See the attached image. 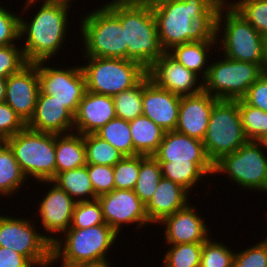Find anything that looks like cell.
<instances>
[{
  "label": "cell",
  "instance_id": "obj_1",
  "mask_svg": "<svg viewBox=\"0 0 267 267\" xmlns=\"http://www.w3.org/2000/svg\"><path fill=\"white\" fill-rule=\"evenodd\" d=\"M165 52L194 41H216L219 8L226 0H149Z\"/></svg>",
  "mask_w": 267,
  "mask_h": 267
},
{
  "label": "cell",
  "instance_id": "obj_2",
  "mask_svg": "<svg viewBox=\"0 0 267 267\" xmlns=\"http://www.w3.org/2000/svg\"><path fill=\"white\" fill-rule=\"evenodd\" d=\"M40 5L31 21L20 15V41L26 39L22 49L28 63L49 61L60 54L69 29L71 5L48 0Z\"/></svg>",
  "mask_w": 267,
  "mask_h": 267
},
{
  "label": "cell",
  "instance_id": "obj_3",
  "mask_svg": "<svg viewBox=\"0 0 267 267\" xmlns=\"http://www.w3.org/2000/svg\"><path fill=\"white\" fill-rule=\"evenodd\" d=\"M121 21L125 29L127 59L147 70L165 53L157 31L149 0H109L104 3Z\"/></svg>",
  "mask_w": 267,
  "mask_h": 267
},
{
  "label": "cell",
  "instance_id": "obj_4",
  "mask_svg": "<svg viewBox=\"0 0 267 267\" xmlns=\"http://www.w3.org/2000/svg\"><path fill=\"white\" fill-rule=\"evenodd\" d=\"M63 235L52 242L51 264L62 261L61 267L107 262L110 260L108 251L119 238L106 223L85 229H67Z\"/></svg>",
  "mask_w": 267,
  "mask_h": 267
},
{
  "label": "cell",
  "instance_id": "obj_5",
  "mask_svg": "<svg viewBox=\"0 0 267 267\" xmlns=\"http://www.w3.org/2000/svg\"><path fill=\"white\" fill-rule=\"evenodd\" d=\"M216 41L217 52L222 48L223 56L236 61L259 64L262 67L266 38L226 1L217 14Z\"/></svg>",
  "mask_w": 267,
  "mask_h": 267
},
{
  "label": "cell",
  "instance_id": "obj_6",
  "mask_svg": "<svg viewBox=\"0 0 267 267\" xmlns=\"http://www.w3.org/2000/svg\"><path fill=\"white\" fill-rule=\"evenodd\" d=\"M91 10L79 21L82 56L127 59L125 29L119 18L105 4Z\"/></svg>",
  "mask_w": 267,
  "mask_h": 267
},
{
  "label": "cell",
  "instance_id": "obj_7",
  "mask_svg": "<svg viewBox=\"0 0 267 267\" xmlns=\"http://www.w3.org/2000/svg\"><path fill=\"white\" fill-rule=\"evenodd\" d=\"M26 179L51 181L56 175L55 134L25 127L5 140Z\"/></svg>",
  "mask_w": 267,
  "mask_h": 267
},
{
  "label": "cell",
  "instance_id": "obj_8",
  "mask_svg": "<svg viewBox=\"0 0 267 267\" xmlns=\"http://www.w3.org/2000/svg\"><path fill=\"white\" fill-rule=\"evenodd\" d=\"M85 58V59H84ZM86 90L95 94L114 96L137 85L147 69L128 59L83 56Z\"/></svg>",
  "mask_w": 267,
  "mask_h": 267
},
{
  "label": "cell",
  "instance_id": "obj_9",
  "mask_svg": "<svg viewBox=\"0 0 267 267\" xmlns=\"http://www.w3.org/2000/svg\"><path fill=\"white\" fill-rule=\"evenodd\" d=\"M247 141L241 124L238 100H218L211 110L203 144L215 164L224 155L238 150Z\"/></svg>",
  "mask_w": 267,
  "mask_h": 267
},
{
  "label": "cell",
  "instance_id": "obj_10",
  "mask_svg": "<svg viewBox=\"0 0 267 267\" xmlns=\"http://www.w3.org/2000/svg\"><path fill=\"white\" fill-rule=\"evenodd\" d=\"M256 141L247 140L238 150L214 164V175H228L231 183L246 190L267 192V155Z\"/></svg>",
  "mask_w": 267,
  "mask_h": 267
},
{
  "label": "cell",
  "instance_id": "obj_11",
  "mask_svg": "<svg viewBox=\"0 0 267 267\" xmlns=\"http://www.w3.org/2000/svg\"><path fill=\"white\" fill-rule=\"evenodd\" d=\"M224 57V58H223ZM210 62L203 90L218 100L242 99L249 87L263 74L259 64L229 59Z\"/></svg>",
  "mask_w": 267,
  "mask_h": 267
},
{
  "label": "cell",
  "instance_id": "obj_12",
  "mask_svg": "<svg viewBox=\"0 0 267 267\" xmlns=\"http://www.w3.org/2000/svg\"><path fill=\"white\" fill-rule=\"evenodd\" d=\"M31 219L0 214V247L26 257L35 267H50L52 242Z\"/></svg>",
  "mask_w": 267,
  "mask_h": 267
},
{
  "label": "cell",
  "instance_id": "obj_13",
  "mask_svg": "<svg viewBox=\"0 0 267 267\" xmlns=\"http://www.w3.org/2000/svg\"><path fill=\"white\" fill-rule=\"evenodd\" d=\"M48 61L36 62L40 91L51 95L63 103L73 115L86 92V78L81 64L57 68L49 66ZM48 65V66H47Z\"/></svg>",
  "mask_w": 267,
  "mask_h": 267
},
{
  "label": "cell",
  "instance_id": "obj_14",
  "mask_svg": "<svg viewBox=\"0 0 267 267\" xmlns=\"http://www.w3.org/2000/svg\"><path fill=\"white\" fill-rule=\"evenodd\" d=\"M97 199L102 207L105 223L109 225L118 235L121 234L122 226L136 224L137 228H145L152 225L149 221L145 204L135 194L134 190H119L103 194Z\"/></svg>",
  "mask_w": 267,
  "mask_h": 267
},
{
  "label": "cell",
  "instance_id": "obj_15",
  "mask_svg": "<svg viewBox=\"0 0 267 267\" xmlns=\"http://www.w3.org/2000/svg\"><path fill=\"white\" fill-rule=\"evenodd\" d=\"M153 157L158 162L196 164L207 177H214V164L207 156L203 141L175 130L166 131Z\"/></svg>",
  "mask_w": 267,
  "mask_h": 267
},
{
  "label": "cell",
  "instance_id": "obj_16",
  "mask_svg": "<svg viewBox=\"0 0 267 267\" xmlns=\"http://www.w3.org/2000/svg\"><path fill=\"white\" fill-rule=\"evenodd\" d=\"M40 183L44 185L46 183L51 188L45 192L46 194L39 202V208L37 207L39 222L42 224L40 229H44L46 232L43 231V234L53 242L58 238V234L65 232L70 227L77 202L52 181H40Z\"/></svg>",
  "mask_w": 267,
  "mask_h": 267
},
{
  "label": "cell",
  "instance_id": "obj_17",
  "mask_svg": "<svg viewBox=\"0 0 267 267\" xmlns=\"http://www.w3.org/2000/svg\"><path fill=\"white\" fill-rule=\"evenodd\" d=\"M149 78L160 88L178 96L194 95L203 90V81L168 52L161 55L147 70Z\"/></svg>",
  "mask_w": 267,
  "mask_h": 267
},
{
  "label": "cell",
  "instance_id": "obj_18",
  "mask_svg": "<svg viewBox=\"0 0 267 267\" xmlns=\"http://www.w3.org/2000/svg\"><path fill=\"white\" fill-rule=\"evenodd\" d=\"M39 92L36 63H28L6 79L5 102L25 124L33 117Z\"/></svg>",
  "mask_w": 267,
  "mask_h": 267
},
{
  "label": "cell",
  "instance_id": "obj_19",
  "mask_svg": "<svg viewBox=\"0 0 267 267\" xmlns=\"http://www.w3.org/2000/svg\"><path fill=\"white\" fill-rule=\"evenodd\" d=\"M190 203L183 209L164 217L159 223L163 224L166 245L181 243H203L211 235L205 218L197 214V209Z\"/></svg>",
  "mask_w": 267,
  "mask_h": 267
},
{
  "label": "cell",
  "instance_id": "obj_20",
  "mask_svg": "<svg viewBox=\"0 0 267 267\" xmlns=\"http://www.w3.org/2000/svg\"><path fill=\"white\" fill-rule=\"evenodd\" d=\"M181 96L158 87L147 74L143 78V114L162 127L173 131L178 123Z\"/></svg>",
  "mask_w": 267,
  "mask_h": 267
},
{
  "label": "cell",
  "instance_id": "obj_21",
  "mask_svg": "<svg viewBox=\"0 0 267 267\" xmlns=\"http://www.w3.org/2000/svg\"><path fill=\"white\" fill-rule=\"evenodd\" d=\"M218 101L208 92L182 96L175 131L203 141L208 128L211 110Z\"/></svg>",
  "mask_w": 267,
  "mask_h": 267
},
{
  "label": "cell",
  "instance_id": "obj_22",
  "mask_svg": "<svg viewBox=\"0 0 267 267\" xmlns=\"http://www.w3.org/2000/svg\"><path fill=\"white\" fill-rule=\"evenodd\" d=\"M26 127L37 132L67 134L74 132V115L59 100L40 91Z\"/></svg>",
  "mask_w": 267,
  "mask_h": 267
},
{
  "label": "cell",
  "instance_id": "obj_23",
  "mask_svg": "<svg viewBox=\"0 0 267 267\" xmlns=\"http://www.w3.org/2000/svg\"><path fill=\"white\" fill-rule=\"evenodd\" d=\"M116 118L112 96L85 92L74 115V132L82 135L96 133Z\"/></svg>",
  "mask_w": 267,
  "mask_h": 267
},
{
  "label": "cell",
  "instance_id": "obj_24",
  "mask_svg": "<svg viewBox=\"0 0 267 267\" xmlns=\"http://www.w3.org/2000/svg\"><path fill=\"white\" fill-rule=\"evenodd\" d=\"M190 193L181 185L162 177L152 198L145 205L149 221L159 223L164 217L175 213L189 204Z\"/></svg>",
  "mask_w": 267,
  "mask_h": 267
},
{
  "label": "cell",
  "instance_id": "obj_25",
  "mask_svg": "<svg viewBox=\"0 0 267 267\" xmlns=\"http://www.w3.org/2000/svg\"><path fill=\"white\" fill-rule=\"evenodd\" d=\"M216 47L217 41H194L174 46L168 53L188 70L199 77L202 75L201 81H203L210 65L208 60L211 55L208 53Z\"/></svg>",
  "mask_w": 267,
  "mask_h": 267
},
{
  "label": "cell",
  "instance_id": "obj_26",
  "mask_svg": "<svg viewBox=\"0 0 267 267\" xmlns=\"http://www.w3.org/2000/svg\"><path fill=\"white\" fill-rule=\"evenodd\" d=\"M56 174L86 166L84 138L81 133L55 134Z\"/></svg>",
  "mask_w": 267,
  "mask_h": 267
},
{
  "label": "cell",
  "instance_id": "obj_27",
  "mask_svg": "<svg viewBox=\"0 0 267 267\" xmlns=\"http://www.w3.org/2000/svg\"><path fill=\"white\" fill-rule=\"evenodd\" d=\"M129 126L134 150L139 155L153 156L158 151L166 131L144 115L129 121Z\"/></svg>",
  "mask_w": 267,
  "mask_h": 267
},
{
  "label": "cell",
  "instance_id": "obj_28",
  "mask_svg": "<svg viewBox=\"0 0 267 267\" xmlns=\"http://www.w3.org/2000/svg\"><path fill=\"white\" fill-rule=\"evenodd\" d=\"M51 181L68 193L76 202L97 199L87 172V165L57 173Z\"/></svg>",
  "mask_w": 267,
  "mask_h": 267
},
{
  "label": "cell",
  "instance_id": "obj_29",
  "mask_svg": "<svg viewBox=\"0 0 267 267\" xmlns=\"http://www.w3.org/2000/svg\"><path fill=\"white\" fill-rule=\"evenodd\" d=\"M26 180L12 150L4 141L0 145V195L8 198L14 196L27 184Z\"/></svg>",
  "mask_w": 267,
  "mask_h": 267
},
{
  "label": "cell",
  "instance_id": "obj_30",
  "mask_svg": "<svg viewBox=\"0 0 267 267\" xmlns=\"http://www.w3.org/2000/svg\"><path fill=\"white\" fill-rule=\"evenodd\" d=\"M95 134L107 141L123 156L139 155L133 147L129 121L116 117L101 127Z\"/></svg>",
  "mask_w": 267,
  "mask_h": 267
},
{
  "label": "cell",
  "instance_id": "obj_31",
  "mask_svg": "<svg viewBox=\"0 0 267 267\" xmlns=\"http://www.w3.org/2000/svg\"><path fill=\"white\" fill-rule=\"evenodd\" d=\"M161 178L160 163L153 156L140 155L139 176L134 192L145 205L152 198Z\"/></svg>",
  "mask_w": 267,
  "mask_h": 267
},
{
  "label": "cell",
  "instance_id": "obj_32",
  "mask_svg": "<svg viewBox=\"0 0 267 267\" xmlns=\"http://www.w3.org/2000/svg\"><path fill=\"white\" fill-rule=\"evenodd\" d=\"M86 164L115 166L124 156L95 133L83 135Z\"/></svg>",
  "mask_w": 267,
  "mask_h": 267
},
{
  "label": "cell",
  "instance_id": "obj_33",
  "mask_svg": "<svg viewBox=\"0 0 267 267\" xmlns=\"http://www.w3.org/2000/svg\"><path fill=\"white\" fill-rule=\"evenodd\" d=\"M116 117L132 121L143 114V79L134 87L112 96Z\"/></svg>",
  "mask_w": 267,
  "mask_h": 267
},
{
  "label": "cell",
  "instance_id": "obj_34",
  "mask_svg": "<svg viewBox=\"0 0 267 267\" xmlns=\"http://www.w3.org/2000/svg\"><path fill=\"white\" fill-rule=\"evenodd\" d=\"M162 177L169 179L183 188L190 194L197 183H200L207 176L196 164H172L171 162H159Z\"/></svg>",
  "mask_w": 267,
  "mask_h": 267
},
{
  "label": "cell",
  "instance_id": "obj_35",
  "mask_svg": "<svg viewBox=\"0 0 267 267\" xmlns=\"http://www.w3.org/2000/svg\"><path fill=\"white\" fill-rule=\"evenodd\" d=\"M203 243L169 245L165 251L163 267H199Z\"/></svg>",
  "mask_w": 267,
  "mask_h": 267
},
{
  "label": "cell",
  "instance_id": "obj_36",
  "mask_svg": "<svg viewBox=\"0 0 267 267\" xmlns=\"http://www.w3.org/2000/svg\"><path fill=\"white\" fill-rule=\"evenodd\" d=\"M257 32L267 38V0H226Z\"/></svg>",
  "mask_w": 267,
  "mask_h": 267
},
{
  "label": "cell",
  "instance_id": "obj_37",
  "mask_svg": "<svg viewBox=\"0 0 267 267\" xmlns=\"http://www.w3.org/2000/svg\"><path fill=\"white\" fill-rule=\"evenodd\" d=\"M238 110L247 140L256 141L267 133V112L248 105L243 99H238Z\"/></svg>",
  "mask_w": 267,
  "mask_h": 267
},
{
  "label": "cell",
  "instance_id": "obj_38",
  "mask_svg": "<svg viewBox=\"0 0 267 267\" xmlns=\"http://www.w3.org/2000/svg\"><path fill=\"white\" fill-rule=\"evenodd\" d=\"M212 236L203 242L199 267H233L235 252Z\"/></svg>",
  "mask_w": 267,
  "mask_h": 267
},
{
  "label": "cell",
  "instance_id": "obj_39",
  "mask_svg": "<svg viewBox=\"0 0 267 267\" xmlns=\"http://www.w3.org/2000/svg\"><path fill=\"white\" fill-rule=\"evenodd\" d=\"M105 224L102 207L98 199L77 202L68 229H85Z\"/></svg>",
  "mask_w": 267,
  "mask_h": 267
},
{
  "label": "cell",
  "instance_id": "obj_40",
  "mask_svg": "<svg viewBox=\"0 0 267 267\" xmlns=\"http://www.w3.org/2000/svg\"><path fill=\"white\" fill-rule=\"evenodd\" d=\"M140 155L124 156L115 166L114 189L134 190L139 176Z\"/></svg>",
  "mask_w": 267,
  "mask_h": 267
},
{
  "label": "cell",
  "instance_id": "obj_41",
  "mask_svg": "<svg viewBox=\"0 0 267 267\" xmlns=\"http://www.w3.org/2000/svg\"><path fill=\"white\" fill-rule=\"evenodd\" d=\"M17 45L0 47V78L7 79L28 64L22 46Z\"/></svg>",
  "mask_w": 267,
  "mask_h": 267
},
{
  "label": "cell",
  "instance_id": "obj_42",
  "mask_svg": "<svg viewBox=\"0 0 267 267\" xmlns=\"http://www.w3.org/2000/svg\"><path fill=\"white\" fill-rule=\"evenodd\" d=\"M233 267H267V238L242 251H235Z\"/></svg>",
  "mask_w": 267,
  "mask_h": 267
},
{
  "label": "cell",
  "instance_id": "obj_43",
  "mask_svg": "<svg viewBox=\"0 0 267 267\" xmlns=\"http://www.w3.org/2000/svg\"><path fill=\"white\" fill-rule=\"evenodd\" d=\"M87 172L97 197L114 190L113 166L86 164Z\"/></svg>",
  "mask_w": 267,
  "mask_h": 267
},
{
  "label": "cell",
  "instance_id": "obj_44",
  "mask_svg": "<svg viewBox=\"0 0 267 267\" xmlns=\"http://www.w3.org/2000/svg\"><path fill=\"white\" fill-rule=\"evenodd\" d=\"M0 5V47L17 44L20 40V14Z\"/></svg>",
  "mask_w": 267,
  "mask_h": 267
},
{
  "label": "cell",
  "instance_id": "obj_45",
  "mask_svg": "<svg viewBox=\"0 0 267 267\" xmlns=\"http://www.w3.org/2000/svg\"><path fill=\"white\" fill-rule=\"evenodd\" d=\"M26 124L16 112L4 101L0 103V137L5 141L22 131Z\"/></svg>",
  "mask_w": 267,
  "mask_h": 267
},
{
  "label": "cell",
  "instance_id": "obj_46",
  "mask_svg": "<svg viewBox=\"0 0 267 267\" xmlns=\"http://www.w3.org/2000/svg\"><path fill=\"white\" fill-rule=\"evenodd\" d=\"M248 105L267 112V76L262 74L242 98Z\"/></svg>",
  "mask_w": 267,
  "mask_h": 267
},
{
  "label": "cell",
  "instance_id": "obj_47",
  "mask_svg": "<svg viewBox=\"0 0 267 267\" xmlns=\"http://www.w3.org/2000/svg\"><path fill=\"white\" fill-rule=\"evenodd\" d=\"M0 267H35L26 257L12 249L0 247Z\"/></svg>",
  "mask_w": 267,
  "mask_h": 267
},
{
  "label": "cell",
  "instance_id": "obj_48",
  "mask_svg": "<svg viewBox=\"0 0 267 267\" xmlns=\"http://www.w3.org/2000/svg\"><path fill=\"white\" fill-rule=\"evenodd\" d=\"M39 1V3L38 4H40V3H42L41 1H45V0H26V1H24V2H26V3H24V8L22 7V11H23V13L24 12H27L29 9H31L32 7H34V6H36V2H38ZM48 1H52V0H48ZM33 5V6H32ZM27 9V10H26Z\"/></svg>",
  "mask_w": 267,
  "mask_h": 267
},
{
  "label": "cell",
  "instance_id": "obj_49",
  "mask_svg": "<svg viewBox=\"0 0 267 267\" xmlns=\"http://www.w3.org/2000/svg\"><path fill=\"white\" fill-rule=\"evenodd\" d=\"M75 267H113V265L111 266V261H107V262L83 264Z\"/></svg>",
  "mask_w": 267,
  "mask_h": 267
},
{
  "label": "cell",
  "instance_id": "obj_50",
  "mask_svg": "<svg viewBox=\"0 0 267 267\" xmlns=\"http://www.w3.org/2000/svg\"><path fill=\"white\" fill-rule=\"evenodd\" d=\"M6 79L0 78V103L5 101Z\"/></svg>",
  "mask_w": 267,
  "mask_h": 267
},
{
  "label": "cell",
  "instance_id": "obj_51",
  "mask_svg": "<svg viewBox=\"0 0 267 267\" xmlns=\"http://www.w3.org/2000/svg\"><path fill=\"white\" fill-rule=\"evenodd\" d=\"M262 73L267 76V38L264 45V61L262 64Z\"/></svg>",
  "mask_w": 267,
  "mask_h": 267
},
{
  "label": "cell",
  "instance_id": "obj_52",
  "mask_svg": "<svg viewBox=\"0 0 267 267\" xmlns=\"http://www.w3.org/2000/svg\"><path fill=\"white\" fill-rule=\"evenodd\" d=\"M256 142L263 150L264 148L267 149V133L258 138Z\"/></svg>",
  "mask_w": 267,
  "mask_h": 267
},
{
  "label": "cell",
  "instance_id": "obj_53",
  "mask_svg": "<svg viewBox=\"0 0 267 267\" xmlns=\"http://www.w3.org/2000/svg\"><path fill=\"white\" fill-rule=\"evenodd\" d=\"M72 1L73 0H52V2L65 3V4H68V5H71Z\"/></svg>",
  "mask_w": 267,
  "mask_h": 267
},
{
  "label": "cell",
  "instance_id": "obj_54",
  "mask_svg": "<svg viewBox=\"0 0 267 267\" xmlns=\"http://www.w3.org/2000/svg\"><path fill=\"white\" fill-rule=\"evenodd\" d=\"M4 142V140L0 137V145Z\"/></svg>",
  "mask_w": 267,
  "mask_h": 267
}]
</instances>
